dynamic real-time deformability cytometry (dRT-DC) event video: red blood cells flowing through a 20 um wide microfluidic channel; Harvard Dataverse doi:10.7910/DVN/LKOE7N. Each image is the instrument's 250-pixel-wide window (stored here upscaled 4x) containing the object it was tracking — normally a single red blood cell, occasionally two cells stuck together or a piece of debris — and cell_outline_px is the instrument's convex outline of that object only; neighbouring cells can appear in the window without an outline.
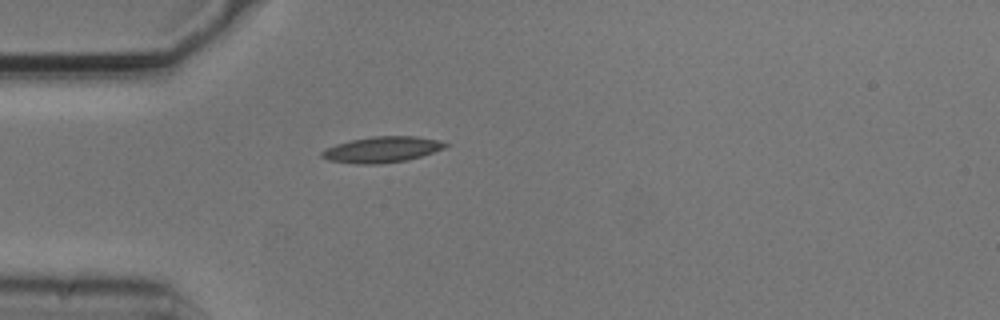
{"species": "common noctule bat (a hibernating species)", "species_latin": "Nyctalus noctula", "temperature_condition": "cold", "stored_images_in_passage": 1, "camera_frame_rate_fps": 3000, "um_per_image_px": 0.085, "animal": {"sex": "male", "body_mass_g": 20.5, "forearm_length_mm": 52.5}, "frame": {"image": 1, "passage_image": 1, "time_ms": 0.0, "image_size_px": [1000, 320], "cell_outline_px": [[448, 144], [444, 148], [408, 160], [380, 164], [356, 164], [328, 160], [320, 156], [320, 152], [336, 144], [352, 140], [372, 136], [416, 136], [440, 140]], "centroid_in_image_um": [32.46, 12.71], "position_along_channel_um": 52.5, "area_um2": 18.55}}